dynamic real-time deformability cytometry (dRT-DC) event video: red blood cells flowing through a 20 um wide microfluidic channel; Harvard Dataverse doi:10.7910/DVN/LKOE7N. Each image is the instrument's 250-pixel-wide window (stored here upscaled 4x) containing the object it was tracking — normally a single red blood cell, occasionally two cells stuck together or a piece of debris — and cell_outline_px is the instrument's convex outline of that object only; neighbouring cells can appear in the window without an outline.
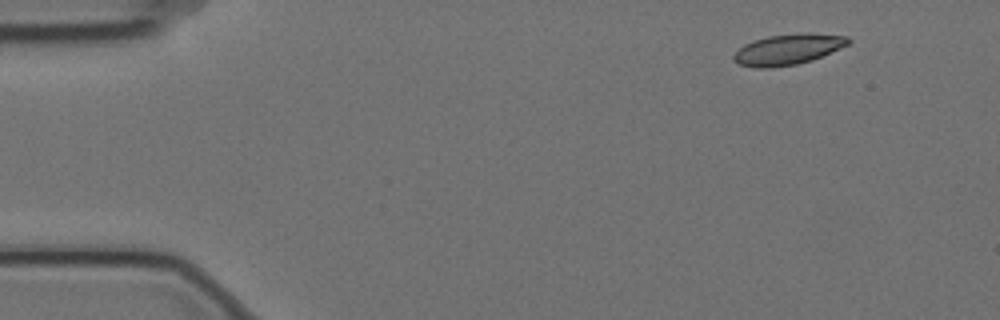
{"species": "Egyptian fruit bat (a non-hibernating species)", "species_latin": "Rousettus aegyptiacus", "temperature_condition": "cold", "stored_images_in_passage": 5, "camera_frame_rate_fps": 3000, "um_per_image_px": 0.085, "animal": {"sex": "female"}, "frame": {"image": 1, "passage_image": 1, "time_ms": 0.0, "image_size_px": [1000, 320], "cell_outline_px": [[852, 40], [848, 44], [840, 48], [812, 60], [796, 64], [772, 68], [756, 68], [736, 64], [732, 60], [732, 56], [744, 44], [752, 40], [768, 36], [804, 32], [808, 32], [848, 36]], "centroid_in_image_um": [66.95, 4.19], "position_along_channel_um": 18.0, "area_um2": 20.75}}
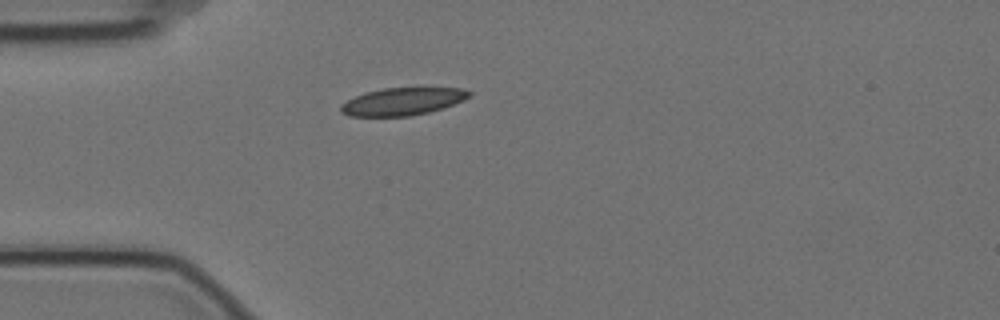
{"frame": {"image": 2, "passage_image": 4, "time_ms": 1.0, "image_size_px": [1000, 320], "cell_outline_px": [[472, 96], [464, 100], [428, 112], [412, 116], [348, 116], [340, 112], [340, 104], [364, 92], [384, 88], [460, 88], [472, 92]], "centroid_in_image_um": [34.19, 8.62], "position_along_channel_um": 50.8, "area_um2": 20.52}}